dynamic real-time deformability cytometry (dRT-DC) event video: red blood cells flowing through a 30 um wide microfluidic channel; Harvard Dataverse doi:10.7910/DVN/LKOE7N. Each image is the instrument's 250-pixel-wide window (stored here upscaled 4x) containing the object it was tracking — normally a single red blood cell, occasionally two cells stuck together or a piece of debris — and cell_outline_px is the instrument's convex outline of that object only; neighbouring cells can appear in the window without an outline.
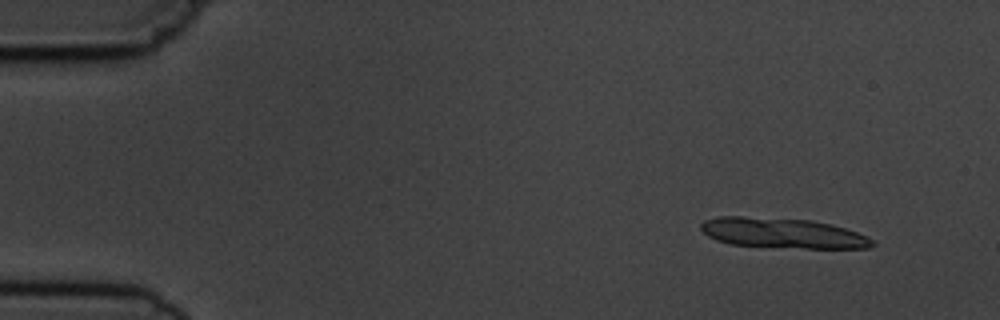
{"species": "common noctule bat (a hibernating species)", "species_latin": "Nyctalus noctula", "temperature_condition": "cold", "stored_images_in_passage": 14, "camera_frame_rate_fps": 3000, "um_per_image_px": 0.085, "animal": {"sex": "male", "body_mass_g": 19.5, "forearm_length_mm": 54.6}, "frame": {"image": 1, "passage_image": 1, "time_ms": 0.0, "image_size_px": [1000, 320], "cell_outline_px": [[876, 244], [868, 248], [804, 248], [732, 244], [716, 240], [708, 236], [700, 228], [700, 224], [704, 220], [720, 216], [740, 216], [812, 220], [832, 224], [868, 236]], "centroid_in_image_um": [66.53, 19.8], "position_along_channel_um": 18.5, "area_um2": 30.0}}
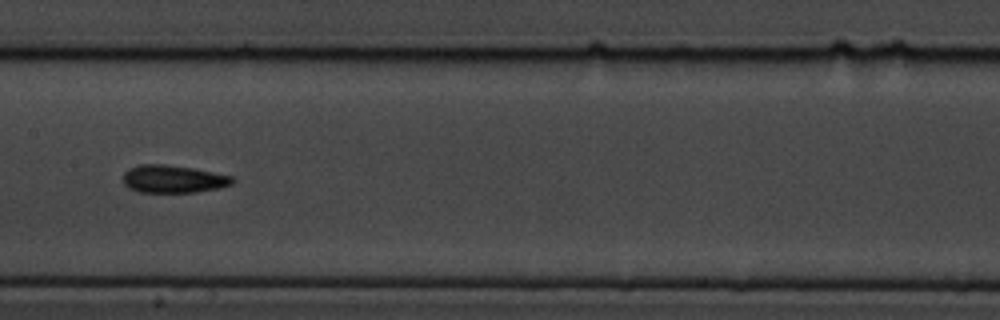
{"frame": {"image": 2, "passage_image": 7, "time_ms": 7.667, "image_size_px": [1000, 320], "cell_outline_px": [[236, 180], [232, 184], [220, 188], [196, 192], [140, 192], [128, 188], [124, 184], [124, 172], [128, 168], [140, 164], [168, 164], [192, 168], [232, 176]], "centroid_in_image_um": [14.72, 15.21], "position_along_channel_um": 192.7, "area_um2": 17.74}}
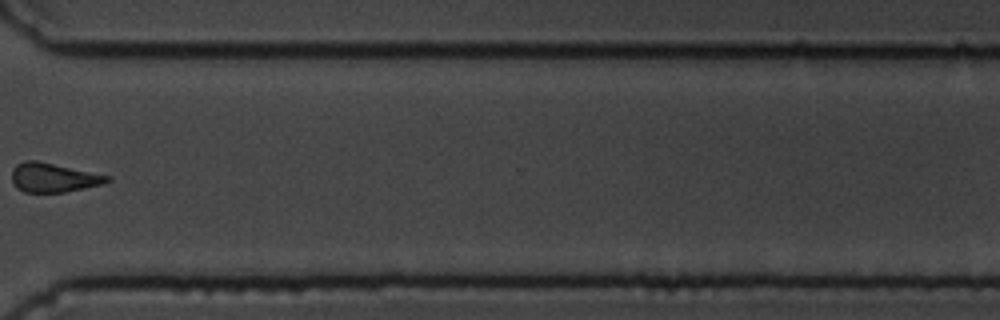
{"frame": {"image": 3, "passage_image": 11, "time_ms": 12.333, "image_size_px": [1000, 320], "cell_outline_px": [[112, 180], [104, 184], [64, 192], [24, 192], [16, 188], [12, 180], [12, 168], [16, 164], [24, 160], [36, 160], [112, 176]], "centroid_in_image_um": [4.55, 15.09], "position_along_channel_um": 366.1, "area_um2": 16.36}, "authors_computed_cell_mechanics": {"area_um2": 16.9932, "velocity_mm_per_s": 3.7081, "shape_relaxation_time_tau1_ms": 6.8179, "shape_relaxation_time_tau2_ms": null, "deformation_change_tau1": 0.1608, "deformation_change_tau2": null}}